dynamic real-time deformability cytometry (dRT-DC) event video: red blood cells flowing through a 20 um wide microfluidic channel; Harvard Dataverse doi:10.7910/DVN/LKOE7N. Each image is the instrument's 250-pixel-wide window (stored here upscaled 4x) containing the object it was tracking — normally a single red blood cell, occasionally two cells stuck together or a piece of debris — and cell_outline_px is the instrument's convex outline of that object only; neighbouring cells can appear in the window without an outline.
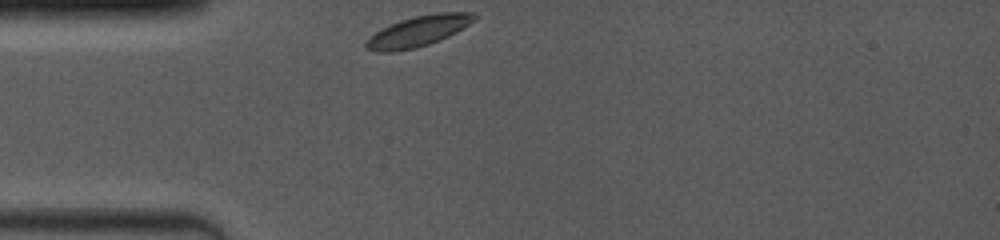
{"species": "common noctule bat (a hibernating species)", "species_latin": "Nyctalus noctula", "temperature_condition": "room temperature", "stored_images_in_passage": 20, "camera_frame_rate_fps": 4000, "um_per_image_px": 0.085, "animal": {"sex": "female", "body_mass_g": 19.0, "forearm_length_mm": 53.3}, "frame": {"image": 1, "passage_image": 1, "time_ms": 0.0, "image_size_px": [1000, 240], "cell_outline_px": [[476, 20], [456, 32], [440, 40], [416, 48], [392, 52], [376, 52], [368, 48], [364, 44], [380, 28], [400, 20], [416, 16], [436, 12], [476, 12]], "centroid_in_image_um": [35.59, 2.64], "position_along_channel_um": 49.4, "area_um2": 19.25}}
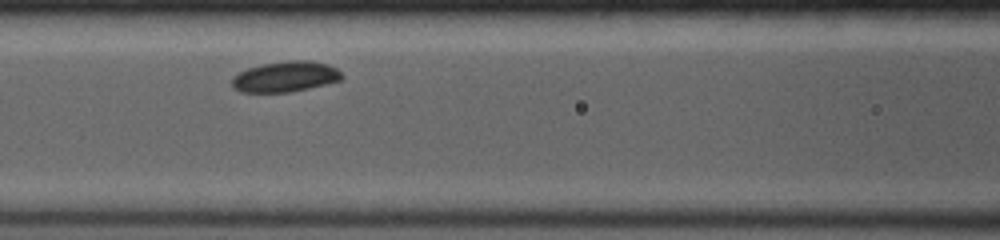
{"frame": {"image": 2, "passage_image": 15, "time_ms": 2.75, "image_size_px": [1000, 240], "cell_outline_px": [[344, 76], [340, 80], [308, 88], [288, 92], [240, 92], [232, 88], [232, 76], [248, 68], [264, 64], [288, 60], [308, 60], [328, 64], [336, 68]], "centroid_in_image_um": [24.23, 6.51], "position_along_channel_um": 142.4, "area_um2": 19.48}}
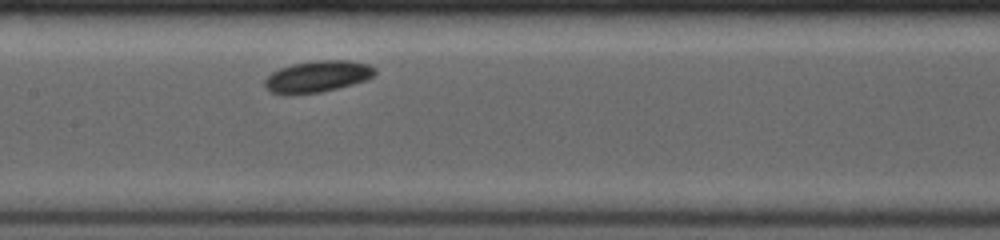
{"frame": {"image": 3, "passage_image": 20, "time_ms": 3.75, "image_size_px": [1000, 240], "cell_outline_px": [[376, 76], [368, 80], [320, 92], [292, 96], [284, 96], [268, 92], [264, 88], [264, 80], [272, 72], [280, 68], [292, 64], [316, 60], [348, 60], [368, 64], [376, 68]], "centroid_in_image_um": [26.95, 6.53], "position_along_channel_um": 180.5, "area_um2": 20.81}}